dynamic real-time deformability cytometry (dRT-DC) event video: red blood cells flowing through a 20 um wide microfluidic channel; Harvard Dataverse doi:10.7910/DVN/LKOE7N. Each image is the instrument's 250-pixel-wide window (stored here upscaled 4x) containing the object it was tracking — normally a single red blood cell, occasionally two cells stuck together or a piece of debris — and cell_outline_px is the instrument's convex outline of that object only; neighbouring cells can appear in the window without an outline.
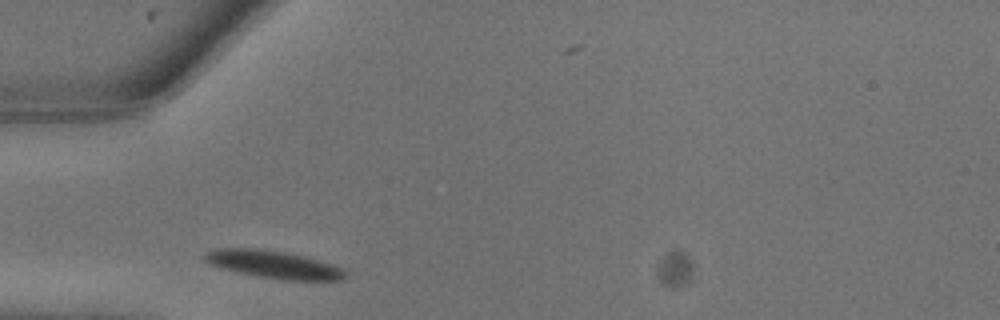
{"species": "common noctule bat (a hibernating species)", "species_latin": "Nyctalus noctula", "temperature_condition": "warm", "stored_images_in_passage": 5, "camera_frame_rate_fps": 3000, "um_per_image_px": 0.085, "animal": {"sex": "male", "body_mass_g": 13.3}, "frame": {"image": 1, "passage_image": 1, "time_ms": 0.0, "image_size_px": [1000, 320], "cell_outline_px": [[348, 276], [344, 280], [288, 280], [260, 276], [240, 272], [208, 264], [204, 260], [204, 252], [220, 248], [256, 248], [284, 252], [304, 256], [340, 268], [348, 272]], "centroid_in_image_um": [23.24, 22.48], "position_along_channel_um": 61.8, "area_um2": 22.25}}
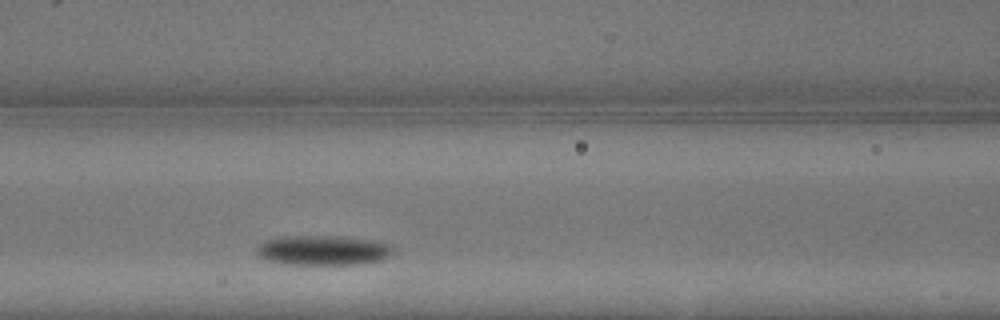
{"frame": {"image": 2, "passage_image": 4, "time_ms": 1.0, "image_size_px": [1000, 320], "cell_outline_px": [[392, 252], [388, 256], [380, 260], [364, 264], [288, 264], [264, 260], [256, 252], [260, 244], [264, 240], [284, 236], [336, 236], [380, 240], [392, 244]], "centroid_in_image_um": [27.49, 21.26], "position_along_channel_um": 139.1, "area_um2": 23.87}}